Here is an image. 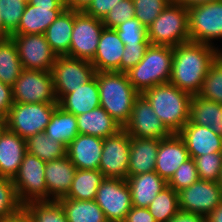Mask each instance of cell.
<instances>
[{
  "label": "cell",
  "mask_w": 222,
  "mask_h": 222,
  "mask_svg": "<svg viewBox=\"0 0 222 222\" xmlns=\"http://www.w3.org/2000/svg\"><path fill=\"white\" fill-rule=\"evenodd\" d=\"M221 53L218 47L192 41L173 47L169 83L191 96L197 95L211 64Z\"/></svg>",
  "instance_id": "obj_1"
},
{
  "label": "cell",
  "mask_w": 222,
  "mask_h": 222,
  "mask_svg": "<svg viewBox=\"0 0 222 222\" xmlns=\"http://www.w3.org/2000/svg\"><path fill=\"white\" fill-rule=\"evenodd\" d=\"M100 106L123 128L130 120L135 99L140 95L126 73L96 72Z\"/></svg>",
  "instance_id": "obj_2"
},
{
  "label": "cell",
  "mask_w": 222,
  "mask_h": 222,
  "mask_svg": "<svg viewBox=\"0 0 222 222\" xmlns=\"http://www.w3.org/2000/svg\"><path fill=\"white\" fill-rule=\"evenodd\" d=\"M171 133L189 121L191 95L171 83L156 85L142 93Z\"/></svg>",
  "instance_id": "obj_3"
},
{
  "label": "cell",
  "mask_w": 222,
  "mask_h": 222,
  "mask_svg": "<svg viewBox=\"0 0 222 222\" xmlns=\"http://www.w3.org/2000/svg\"><path fill=\"white\" fill-rule=\"evenodd\" d=\"M173 62V47L149 45L143 59L126 72L134 89L142 94L156 85L169 83Z\"/></svg>",
  "instance_id": "obj_4"
},
{
  "label": "cell",
  "mask_w": 222,
  "mask_h": 222,
  "mask_svg": "<svg viewBox=\"0 0 222 222\" xmlns=\"http://www.w3.org/2000/svg\"><path fill=\"white\" fill-rule=\"evenodd\" d=\"M147 37L151 45L175 47L190 42L188 9L170 2L147 27Z\"/></svg>",
  "instance_id": "obj_5"
},
{
  "label": "cell",
  "mask_w": 222,
  "mask_h": 222,
  "mask_svg": "<svg viewBox=\"0 0 222 222\" xmlns=\"http://www.w3.org/2000/svg\"><path fill=\"white\" fill-rule=\"evenodd\" d=\"M58 103H16L14 102L6 118V127L27 139L46 130Z\"/></svg>",
  "instance_id": "obj_6"
},
{
  "label": "cell",
  "mask_w": 222,
  "mask_h": 222,
  "mask_svg": "<svg viewBox=\"0 0 222 222\" xmlns=\"http://www.w3.org/2000/svg\"><path fill=\"white\" fill-rule=\"evenodd\" d=\"M46 162L36 155L25 153L13 184L19 201L22 204L31 201L49 200V193L45 181Z\"/></svg>",
  "instance_id": "obj_7"
},
{
  "label": "cell",
  "mask_w": 222,
  "mask_h": 222,
  "mask_svg": "<svg viewBox=\"0 0 222 222\" xmlns=\"http://www.w3.org/2000/svg\"><path fill=\"white\" fill-rule=\"evenodd\" d=\"M188 23L192 42L214 46L222 38V0L188 8Z\"/></svg>",
  "instance_id": "obj_8"
},
{
  "label": "cell",
  "mask_w": 222,
  "mask_h": 222,
  "mask_svg": "<svg viewBox=\"0 0 222 222\" xmlns=\"http://www.w3.org/2000/svg\"><path fill=\"white\" fill-rule=\"evenodd\" d=\"M52 75L54 92L59 102L66 94L73 92L95 76V68L90 61L69 56H57Z\"/></svg>",
  "instance_id": "obj_9"
},
{
  "label": "cell",
  "mask_w": 222,
  "mask_h": 222,
  "mask_svg": "<svg viewBox=\"0 0 222 222\" xmlns=\"http://www.w3.org/2000/svg\"><path fill=\"white\" fill-rule=\"evenodd\" d=\"M12 97L16 103H58L52 71L23 69L12 86Z\"/></svg>",
  "instance_id": "obj_10"
},
{
  "label": "cell",
  "mask_w": 222,
  "mask_h": 222,
  "mask_svg": "<svg viewBox=\"0 0 222 222\" xmlns=\"http://www.w3.org/2000/svg\"><path fill=\"white\" fill-rule=\"evenodd\" d=\"M95 201L108 222H124L132 208L131 191L126 179L104 178Z\"/></svg>",
  "instance_id": "obj_11"
},
{
  "label": "cell",
  "mask_w": 222,
  "mask_h": 222,
  "mask_svg": "<svg viewBox=\"0 0 222 222\" xmlns=\"http://www.w3.org/2000/svg\"><path fill=\"white\" fill-rule=\"evenodd\" d=\"M102 20L74 10V26L71 34L69 57L92 61L97 51Z\"/></svg>",
  "instance_id": "obj_12"
},
{
  "label": "cell",
  "mask_w": 222,
  "mask_h": 222,
  "mask_svg": "<svg viewBox=\"0 0 222 222\" xmlns=\"http://www.w3.org/2000/svg\"><path fill=\"white\" fill-rule=\"evenodd\" d=\"M18 56L24 69L51 71L57 55L52 51L44 34H12Z\"/></svg>",
  "instance_id": "obj_13"
},
{
  "label": "cell",
  "mask_w": 222,
  "mask_h": 222,
  "mask_svg": "<svg viewBox=\"0 0 222 222\" xmlns=\"http://www.w3.org/2000/svg\"><path fill=\"white\" fill-rule=\"evenodd\" d=\"M130 135L122 128L103 139L99 170L104 178H128Z\"/></svg>",
  "instance_id": "obj_14"
},
{
  "label": "cell",
  "mask_w": 222,
  "mask_h": 222,
  "mask_svg": "<svg viewBox=\"0 0 222 222\" xmlns=\"http://www.w3.org/2000/svg\"><path fill=\"white\" fill-rule=\"evenodd\" d=\"M179 209L183 212L210 214L222 202L219 182L198 179L178 192Z\"/></svg>",
  "instance_id": "obj_15"
},
{
  "label": "cell",
  "mask_w": 222,
  "mask_h": 222,
  "mask_svg": "<svg viewBox=\"0 0 222 222\" xmlns=\"http://www.w3.org/2000/svg\"><path fill=\"white\" fill-rule=\"evenodd\" d=\"M123 129L137 138L163 139L172 134L142 94L135 99L130 120Z\"/></svg>",
  "instance_id": "obj_16"
},
{
  "label": "cell",
  "mask_w": 222,
  "mask_h": 222,
  "mask_svg": "<svg viewBox=\"0 0 222 222\" xmlns=\"http://www.w3.org/2000/svg\"><path fill=\"white\" fill-rule=\"evenodd\" d=\"M190 159L185 142L178 133L160 139L157 152L155 172L167 182L179 166Z\"/></svg>",
  "instance_id": "obj_17"
},
{
  "label": "cell",
  "mask_w": 222,
  "mask_h": 222,
  "mask_svg": "<svg viewBox=\"0 0 222 222\" xmlns=\"http://www.w3.org/2000/svg\"><path fill=\"white\" fill-rule=\"evenodd\" d=\"M178 134L185 142L190 158L222 152V136L216 134L210 127L188 121Z\"/></svg>",
  "instance_id": "obj_18"
},
{
  "label": "cell",
  "mask_w": 222,
  "mask_h": 222,
  "mask_svg": "<svg viewBox=\"0 0 222 222\" xmlns=\"http://www.w3.org/2000/svg\"><path fill=\"white\" fill-rule=\"evenodd\" d=\"M125 45L115 29L105 28L101 32L97 51L91 64L96 72H120V60Z\"/></svg>",
  "instance_id": "obj_19"
},
{
  "label": "cell",
  "mask_w": 222,
  "mask_h": 222,
  "mask_svg": "<svg viewBox=\"0 0 222 222\" xmlns=\"http://www.w3.org/2000/svg\"><path fill=\"white\" fill-rule=\"evenodd\" d=\"M103 149V138L78 134L67 146V156L76 169L96 170Z\"/></svg>",
  "instance_id": "obj_20"
},
{
  "label": "cell",
  "mask_w": 222,
  "mask_h": 222,
  "mask_svg": "<svg viewBox=\"0 0 222 222\" xmlns=\"http://www.w3.org/2000/svg\"><path fill=\"white\" fill-rule=\"evenodd\" d=\"M76 166L68 156L47 161L45 166V181L49 200L58 201L67 196L71 189Z\"/></svg>",
  "instance_id": "obj_21"
},
{
  "label": "cell",
  "mask_w": 222,
  "mask_h": 222,
  "mask_svg": "<svg viewBox=\"0 0 222 222\" xmlns=\"http://www.w3.org/2000/svg\"><path fill=\"white\" fill-rule=\"evenodd\" d=\"M25 153V139L6 127L0 135V177L13 179Z\"/></svg>",
  "instance_id": "obj_22"
},
{
  "label": "cell",
  "mask_w": 222,
  "mask_h": 222,
  "mask_svg": "<svg viewBox=\"0 0 222 222\" xmlns=\"http://www.w3.org/2000/svg\"><path fill=\"white\" fill-rule=\"evenodd\" d=\"M160 139L130 137L128 177L155 171Z\"/></svg>",
  "instance_id": "obj_23"
},
{
  "label": "cell",
  "mask_w": 222,
  "mask_h": 222,
  "mask_svg": "<svg viewBox=\"0 0 222 222\" xmlns=\"http://www.w3.org/2000/svg\"><path fill=\"white\" fill-rule=\"evenodd\" d=\"M131 191L132 206L138 208H148L168 182L155 171L129 176L127 179Z\"/></svg>",
  "instance_id": "obj_24"
},
{
  "label": "cell",
  "mask_w": 222,
  "mask_h": 222,
  "mask_svg": "<svg viewBox=\"0 0 222 222\" xmlns=\"http://www.w3.org/2000/svg\"><path fill=\"white\" fill-rule=\"evenodd\" d=\"M64 111L78 116L89 112L100 106L99 89L95 76L87 83L73 89V92L66 94L59 102Z\"/></svg>",
  "instance_id": "obj_25"
},
{
  "label": "cell",
  "mask_w": 222,
  "mask_h": 222,
  "mask_svg": "<svg viewBox=\"0 0 222 222\" xmlns=\"http://www.w3.org/2000/svg\"><path fill=\"white\" fill-rule=\"evenodd\" d=\"M66 7H39L26 4L17 30L13 34H44Z\"/></svg>",
  "instance_id": "obj_26"
},
{
  "label": "cell",
  "mask_w": 222,
  "mask_h": 222,
  "mask_svg": "<svg viewBox=\"0 0 222 222\" xmlns=\"http://www.w3.org/2000/svg\"><path fill=\"white\" fill-rule=\"evenodd\" d=\"M79 134L107 138L122 127L101 107L76 116Z\"/></svg>",
  "instance_id": "obj_27"
},
{
  "label": "cell",
  "mask_w": 222,
  "mask_h": 222,
  "mask_svg": "<svg viewBox=\"0 0 222 222\" xmlns=\"http://www.w3.org/2000/svg\"><path fill=\"white\" fill-rule=\"evenodd\" d=\"M73 26L74 10L65 8L46 29L44 33L46 41L57 56L69 55Z\"/></svg>",
  "instance_id": "obj_28"
},
{
  "label": "cell",
  "mask_w": 222,
  "mask_h": 222,
  "mask_svg": "<svg viewBox=\"0 0 222 222\" xmlns=\"http://www.w3.org/2000/svg\"><path fill=\"white\" fill-rule=\"evenodd\" d=\"M189 121L193 124L210 127L216 134L222 136V104L197 95L192 96Z\"/></svg>",
  "instance_id": "obj_29"
},
{
  "label": "cell",
  "mask_w": 222,
  "mask_h": 222,
  "mask_svg": "<svg viewBox=\"0 0 222 222\" xmlns=\"http://www.w3.org/2000/svg\"><path fill=\"white\" fill-rule=\"evenodd\" d=\"M67 222H108L95 200L59 199Z\"/></svg>",
  "instance_id": "obj_30"
},
{
  "label": "cell",
  "mask_w": 222,
  "mask_h": 222,
  "mask_svg": "<svg viewBox=\"0 0 222 222\" xmlns=\"http://www.w3.org/2000/svg\"><path fill=\"white\" fill-rule=\"evenodd\" d=\"M23 69L13 38L0 37V81L12 87Z\"/></svg>",
  "instance_id": "obj_31"
},
{
  "label": "cell",
  "mask_w": 222,
  "mask_h": 222,
  "mask_svg": "<svg viewBox=\"0 0 222 222\" xmlns=\"http://www.w3.org/2000/svg\"><path fill=\"white\" fill-rule=\"evenodd\" d=\"M47 136L68 146L79 134L77 118L74 114L64 111L57 106L51 115L45 130Z\"/></svg>",
  "instance_id": "obj_32"
},
{
  "label": "cell",
  "mask_w": 222,
  "mask_h": 222,
  "mask_svg": "<svg viewBox=\"0 0 222 222\" xmlns=\"http://www.w3.org/2000/svg\"><path fill=\"white\" fill-rule=\"evenodd\" d=\"M104 179L99 169H76L71 189L64 198L75 200H95L98 187Z\"/></svg>",
  "instance_id": "obj_33"
},
{
  "label": "cell",
  "mask_w": 222,
  "mask_h": 222,
  "mask_svg": "<svg viewBox=\"0 0 222 222\" xmlns=\"http://www.w3.org/2000/svg\"><path fill=\"white\" fill-rule=\"evenodd\" d=\"M25 141L26 152L36 155L45 162L67 155V146L47 136L45 131L30 136Z\"/></svg>",
  "instance_id": "obj_34"
},
{
  "label": "cell",
  "mask_w": 222,
  "mask_h": 222,
  "mask_svg": "<svg viewBox=\"0 0 222 222\" xmlns=\"http://www.w3.org/2000/svg\"><path fill=\"white\" fill-rule=\"evenodd\" d=\"M23 211L32 222H67L63 207L58 201H31L23 204Z\"/></svg>",
  "instance_id": "obj_35"
},
{
  "label": "cell",
  "mask_w": 222,
  "mask_h": 222,
  "mask_svg": "<svg viewBox=\"0 0 222 222\" xmlns=\"http://www.w3.org/2000/svg\"><path fill=\"white\" fill-rule=\"evenodd\" d=\"M149 212L156 222H169V220L180 210L178 192L167 186L148 206Z\"/></svg>",
  "instance_id": "obj_36"
},
{
  "label": "cell",
  "mask_w": 222,
  "mask_h": 222,
  "mask_svg": "<svg viewBox=\"0 0 222 222\" xmlns=\"http://www.w3.org/2000/svg\"><path fill=\"white\" fill-rule=\"evenodd\" d=\"M197 96L222 104V53L211 64Z\"/></svg>",
  "instance_id": "obj_37"
},
{
  "label": "cell",
  "mask_w": 222,
  "mask_h": 222,
  "mask_svg": "<svg viewBox=\"0 0 222 222\" xmlns=\"http://www.w3.org/2000/svg\"><path fill=\"white\" fill-rule=\"evenodd\" d=\"M23 204L19 201L13 180L0 177V222L19 214Z\"/></svg>",
  "instance_id": "obj_38"
},
{
  "label": "cell",
  "mask_w": 222,
  "mask_h": 222,
  "mask_svg": "<svg viewBox=\"0 0 222 222\" xmlns=\"http://www.w3.org/2000/svg\"><path fill=\"white\" fill-rule=\"evenodd\" d=\"M26 4L23 0H0L3 37H9L17 30Z\"/></svg>",
  "instance_id": "obj_39"
},
{
  "label": "cell",
  "mask_w": 222,
  "mask_h": 222,
  "mask_svg": "<svg viewBox=\"0 0 222 222\" xmlns=\"http://www.w3.org/2000/svg\"><path fill=\"white\" fill-rule=\"evenodd\" d=\"M199 178L218 182L222 170V152L204 154L194 158Z\"/></svg>",
  "instance_id": "obj_40"
},
{
  "label": "cell",
  "mask_w": 222,
  "mask_h": 222,
  "mask_svg": "<svg viewBox=\"0 0 222 222\" xmlns=\"http://www.w3.org/2000/svg\"><path fill=\"white\" fill-rule=\"evenodd\" d=\"M115 30L124 45L150 43L147 37V28L136 17L121 23Z\"/></svg>",
  "instance_id": "obj_41"
},
{
  "label": "cell",
  "mask_w": 222,
  "mask_h": 222,
  "mask_svg": "<svg viewBox=\"0 0 222 222\" xmlns=\"http://www.w3.org/2000/svg\"><path fill=\"white\" fill-rule=\"evenodd\" d=\"M170 2L171 0H133L134 16L147 28Z\"/></svg>",
  "instance_id": "obj_42"
},
{
  "label": "cell",
  "mask_w": 222,
  "mask_h": 222,
  "mask_svg": "<svg viewBox=\"0 0 222 222\" xmlns=\"http://www.w3.org/2000/svg\"><path fill=\"white\" fill-rule=\"evenodd\" d=\"M198 179L200 178L195 161L193 158H190L177 168L174 175L168 181V186L179 192L195 183Z\"/></svg>",
  "instance_id": "obj_43"
},
{
  "label": "cell",
  "mask_w": 222,
  "mask_h": 222,
  "mask_svg": "<svg viewBox=\"0 0 222 222\" xmlns=\"http://www.w3.org/2000/svg\"><path fill=\"white\" fill-rule=\"evenodd\" d=\"M135 13L133 0H121L102 20L105 28L115 29L121 23L132 19Z\"/></svg>",
  "instance_id": "obj_44"
},
{
  "label": "cell",
  "mask_w": 222,
  "mask_h": 222,
  "mask_svg": "<svg viewBox=\"0 0 222 222\" xmlns=\"http://www.w3.org/2000/svg\"><path fill=\"white\" fill-rule=\"evenodd\" d=\"M150 43H136L125 45L124 52L120 60V72L126 73L136 66L144 57L145 51Z\"/></svg>",
  "instance_id": "obj_45"
},
{
  "label": "cell",
  "mask_w": 222,
  "mask_h": 222,
  "mask_svg": "<svg viewBox=\"0 0 222 222\" xmlns=\"http://www.w3.org/2000/svg\"><path fill=\"white\" fill-rule=\"evenodd\" d=\"M121 0H92L83 11L85 14L103 20L108 12Z\"/></svg>",
  "instance_id": "obj_46"
},
{
  "label": "cell",
  "mask_w": 222,
  "mask_h": 222,
  "mask_svg": "<svg viewBox=\"0 0 222 222\" xmlns=\"http://www.w3.org/2000/svg\"><path fill=\"white\" fill-rule=\"evenodd\" d=\"M13 103L12 87L0 81V118H7Z\"/></svg>",
  "instance_id": "obj_47"
},
{
  "label": "cell",
  "mask_w": 222,
  "mask_h": 222,
  "mask_svg": "<svg viewBox=\"0 0 222 222\" xmlns=\"http://www.w3.org/2000/svg\"><path fill=\"white\" fill-rule=\"evenodd\" d=\"M124 222H156L148 208L132 206Z\"/></svg>",
  "instance_id": "obj_48"
},
{
  "label": "cell",
  "mask_w": 222,
  "mask_h": 222,
  "mask_svg": "<svg viewBox=\"0 0 222 222\" xmlns=\"http://www.w3.org/2000/svg\"><path fill=\"white\" fill-rule=\"evenodd\" d=\"M169 222H206V216L179 210Z\"/></svg>",
  "instance_id": "obj_49"
},
{
  "label": "cell",
  "mask_w": 222,
  "mask_h": 222,
  "mask_svg": "<svg viewBox=\"0 0 222 222\" xmlns=\"http://www.w3.org/2000/svg\"><path fill=\"white\" fill-rule=\"evenodd\" d=\"M91 1L92 0H64L66 8L75 11H84Z\"/></svg>",
  "instance_id": "obj_50"
},
{
  "label": "cell",
  "mask_w": 222,
  "mask_h": 222,
  "mask_svg": "<svg viewBox=\"0 0 222 222\" xmlns=\"http://www.w3.org/2000/svg\"><path fill=\"white\" fill-rule=\"evenodd\" d=\"M28 3L39 7H66L64 0H29Z\"/></svg>",
  "instance_id": "obj_51"
},
{
  "label": "cell",
  "mask_w": 222,
  "mask_h": 222,
  "mask_svg": "<svg viewBox=\"0 0 222 222\" xmlns=\"http://www.w3.org/2000/svg\"><path fill=\"white\" fill-rule=\"evenodd\" d=\"M216 1H221V0H171V2L180 4L187 9L196 5L216 2Z\"/></svg>",
  "instance_id": "obj_52"
},
{
  "label": "cell",
  "mask_w": 222,
  "mask_h": 222,
  "mask_svg": "<svg viewBox=\"0 0 222 222\" xmlns=\"http://www.w3.org/2000/svg\"><path fill=\"white\" fill-rule=\"evenodd\" d=\"M206 222H222V202L206 216Z\"/></svg>",
  "instance_id": "obj_53"
},
{
  "label": "cell",
  "mask_w": 222,
  "mask_h": 222,
  "mask_svg": "<svg viewBox=\"0 0 222 222\" xmlns=\"http://www.w3.org/2000/svg\"><path fill=\"white\" fill-rule=\"evenodd\" d=\"M4 222H32L28 215L22 210L19 214L5 220Z\"/></svg>",
  "instance_id": "obj_54"
},
{
  "label": "cell",
  "mask_w": 222,
  "mask_h": 222,
  "mask_svg": "<svg viewBox=\"0 0 222 222\" xmlns=\"http://www.w3.org/2000/svg\"><path fill=\"white\" fill-rule=\"evenodd\" d=\"M6 128V119L0 118V135Z\"/></svg>",
  "instance_id": "obj_55"
},
{
  "label": "cell",
  "mask_w": 222,
  "mask_h": 222,
  "mask_svg": "<svg viewBox=\"0 0 222 222\" xmlns=\"http://www.w3.org/2000/svg\"><path fill=\"white\" fill-rule=\"evenodd\" d=\"M0 37H3V22H2L1 14H0Z\"/></svg>",
  "instance_id": "obj_56"
},
{
  "label": "cell",
  "mask_w": 222,
  "mask_h": 222,
  "mask_svg": "<svg viewBox=\"0 0 222 222\" xmlns=\"http://www.w3.org/2000/svg\"><path fill=\"white\" fill-rule=\"evenodd\" d=\"M219 185H220V187H221V189H222V170H221V176H220V179H219Z\"/></svg>",
  "instance_id": "obj_57"
}]
</instances>
